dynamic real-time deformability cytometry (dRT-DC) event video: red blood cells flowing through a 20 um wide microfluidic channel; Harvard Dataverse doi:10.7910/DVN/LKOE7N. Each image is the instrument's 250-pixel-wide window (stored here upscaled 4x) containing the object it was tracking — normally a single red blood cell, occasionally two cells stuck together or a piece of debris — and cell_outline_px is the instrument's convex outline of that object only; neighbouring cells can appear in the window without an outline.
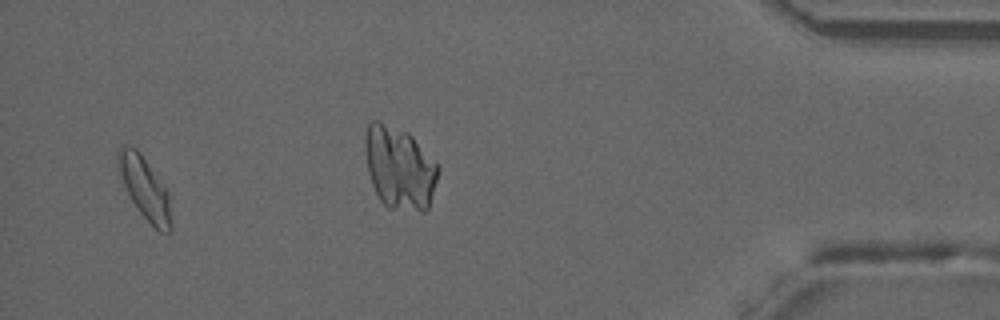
{"species": "common noctule bat (a hibernating species)", "species_latin": "Nyctalus noctula", "temperature_condition": "warm", "stored_images_in_passage": 35, "segment_of_instrument_passage": [2, 2], "camera_frame_rate_fps": 3000, "um_per_image_px": 0.085, "animal": {"sex": "male", "forearm_length_mm": 52.5}, "frame": {"image": 1, "passage_image": 33, "time_ms": 10.667, "image_size_px": [1000, 320], "cell_outline_px": [[172, 228], [168, 232], [160, 232], [136, 208], [124, 184], [116, 160], [116, 156], [120, 148], [124, 144], [136, 148], [140, 152], [172, 196]], "centroid_in_image_um": [12.37, 16.0], "position_along_channel_um": 422.8, "area_um2": 19.31}}